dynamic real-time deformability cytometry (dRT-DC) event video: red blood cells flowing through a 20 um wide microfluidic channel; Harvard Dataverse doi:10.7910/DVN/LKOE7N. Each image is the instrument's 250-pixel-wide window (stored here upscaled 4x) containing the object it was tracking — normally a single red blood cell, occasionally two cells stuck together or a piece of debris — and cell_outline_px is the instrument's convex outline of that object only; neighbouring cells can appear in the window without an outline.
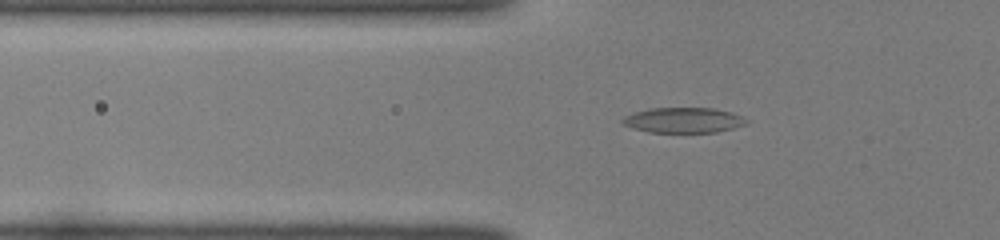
{"species": "common noctule bat (a hibernating species)", "species_latin": "Nyctalus noctula", "temperature_condition": "room temperature", "stored_images_in_passage": 52, "camera_frame_rate_fps": 3000, "um_per_image_px": 0.085, "animal": {"sex": "female", "body_mass_g": 22.0, "forearm_length_mm": 56.7}, "frame": {"image": 1, "passage_image": 20, "time_ms": 6.333, "image_size_px": [1000, 240], "cell_outline_px": [[748, 124], [716, 132], [648, 132], [632, 128], [624, 124], [620, 120], [624, 116], [636, 112], [652, 108], [712, 108], [732, 112], [744, 116], [748, 120]], "centroid_in_image_um": [58.13, 10.21], "position_along_channel_um": 67.7, "area_um2": 18.26}}
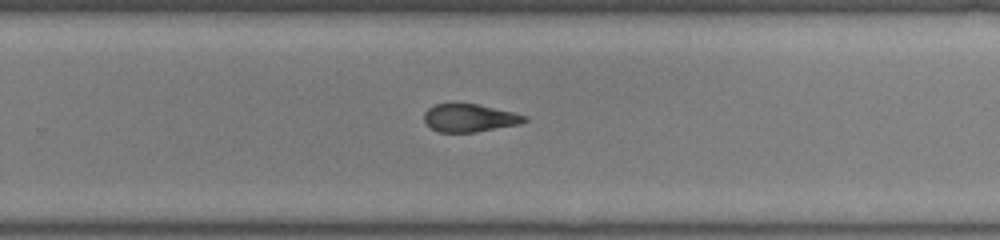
{"frame": {"image": 2, "passage_image": 37, "time_ms": 12.0, "image_size_px": [1000, 240], "cell_outline_px": [[528, 120], [520, 124], [476, 132], [436, 132], [424, 120], [424, 112], [428, 108], [436, 104], [476, 104], [512, 112], [528, 116]], "centroid_in_image_um": [39.92, 10.03], "position_along_channel_um": 289.9, "area_um2": 16.18}}
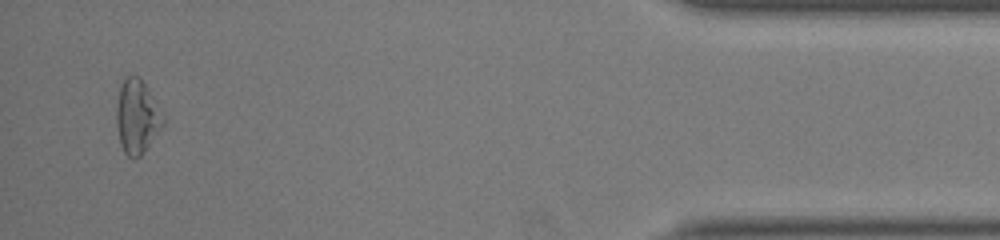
{"frame": {"image": 3, "passage_image": 51, "time_ms": 16.667, "image_size_px": [1000, 240], "cell_outline_px": [[164, 124], [144, 152], [140, 156], [132, 160], [124, 152], [120, 144], [116, 124], [116, 108], [120, 84], [124, 76], [140, 76], [164, 116]], "centroid_in_image_um": [11.62, 9.92], "position_along_channel_um": 423.6, "area_um2": 20.17}, "authors_computed_cell_mechanics": {"area_um2": 18.2937, "velocity_mm_per_s": 4.0424, "shape_relaxation_time_tau1_ms": 9.3755, "shape_relaxation_time_tau2_ms": 2.5956, "deformation_change_tau1": 0.233, "deformation_change_tau2": 0.1188}}